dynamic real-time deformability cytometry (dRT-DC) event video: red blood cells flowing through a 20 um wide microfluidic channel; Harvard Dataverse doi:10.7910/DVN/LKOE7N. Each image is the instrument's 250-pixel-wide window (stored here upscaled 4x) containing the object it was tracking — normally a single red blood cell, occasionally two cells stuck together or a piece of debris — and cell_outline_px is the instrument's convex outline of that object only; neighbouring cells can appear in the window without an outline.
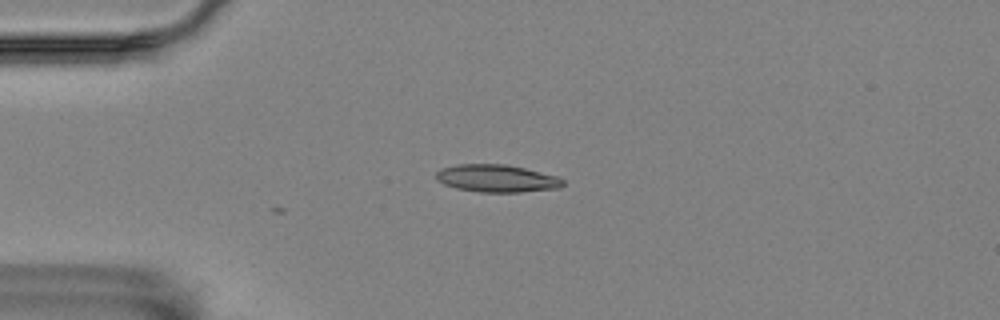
{"species": "Egyptian fruit bat (a non-hibernating species)", "species_latin": "Rousettus aegyptiacus", "temperature_condition": "room temperature", "stored_images_in_passage": 4, "camera_frame_rate_fps": 3000, "um_per_image_px": 0.085, "animal": {"sex": "female"}, "frame": {"image": 1, "passage_image": 1, "time_ms": 0.0, "image_size_px": [1000, 320], "cell_outline_px": [[564, 184], [560, 188], [520, 192], [480, 192], [456, 188], [444, 184], [436, 180], [436, 172], [440, 168], [456, 164], [504, 164], [524, 168], [556, 176], [564, 180]], "centroid_in_image_um": [42.19, 15.16], "position_along_channel_um": 42.8, "area_um2": 20.35}}